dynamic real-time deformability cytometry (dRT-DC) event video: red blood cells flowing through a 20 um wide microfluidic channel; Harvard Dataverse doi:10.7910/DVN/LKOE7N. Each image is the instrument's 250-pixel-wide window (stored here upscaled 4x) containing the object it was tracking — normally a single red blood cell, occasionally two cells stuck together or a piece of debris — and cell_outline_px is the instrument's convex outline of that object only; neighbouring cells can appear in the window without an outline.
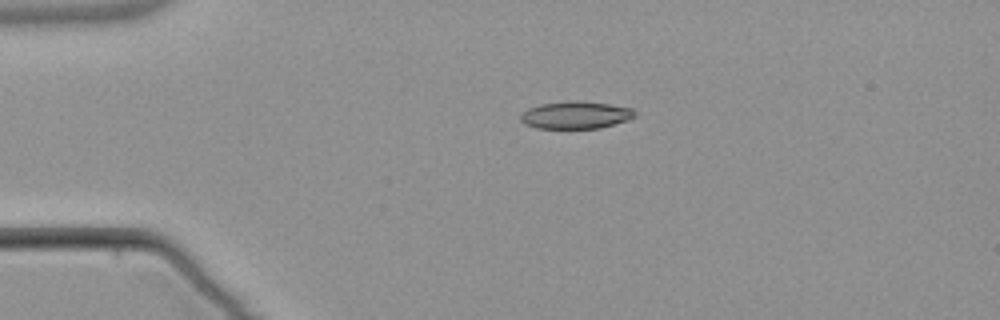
{"species": "common noctule bat (a hibernating species)", "species_latin": "Nyctalus noctula", "temperature_condition": "warm", "stored_images_in_passage": 2, "camera_frame_rate_fps": 3000, "um_per_image_px": 0.085, "animal": {"sex": "male", "body_mass_g": 21.5, "forearm_length_mm": 52.0}, "frame": {"image": 1, "passage_image": 1, "time_ms": 0.0, "image_size_px": [1000, 320], "cell_outline_px": [[636, 116], [628, 120], [600, 128], [536, 128], [524, 124], [520, 120], [520, 116], [528, 108], [540, 104], [572, 100], [576, 100], [608, 104], [632, 108], [636, 112]], "centroid_in_image_um": [48.93, 9.78], "position_along_channel_um": 36.1, "area_um2": 18.26}}